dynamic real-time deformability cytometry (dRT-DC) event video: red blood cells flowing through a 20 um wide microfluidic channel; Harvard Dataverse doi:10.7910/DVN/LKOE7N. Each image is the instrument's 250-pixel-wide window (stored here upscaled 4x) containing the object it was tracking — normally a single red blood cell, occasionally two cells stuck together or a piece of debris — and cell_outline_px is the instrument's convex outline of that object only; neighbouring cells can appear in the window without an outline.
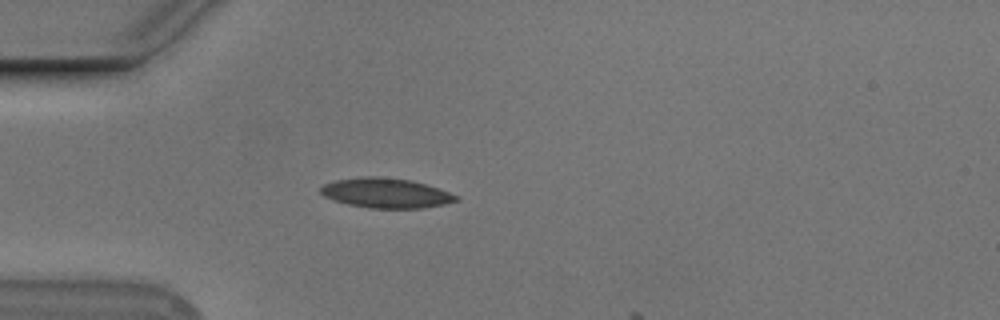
{"species": "Egyptian fruit bat (a non-hibernating species)", "species_latin": "Rousettus aegyptiacus", "temperature_condition": "cold", "stored_images_in_passage": 12, "camera_frame_rate_fps": 3000, "um_per_image_px": 0.085, "animal": {"sex": "male"}, "frame": {"image": 1, "passage_image": 10, "time_ms": 3.0, "image_size_px": [1000, 320], "cell_outline_px": [[460, 200], [444, 204], [424, 208], [368, 208], [348, 204], [324, 196], [320, 192], [320, 188], [324, 184], [336, 180], [360, 176], [376, 176], [412, 180], [460, 196]], "centroid_in_image_um": [32.81, 16.4], "position_along_channel_um": 52.2, "area_um2": 23.47}}